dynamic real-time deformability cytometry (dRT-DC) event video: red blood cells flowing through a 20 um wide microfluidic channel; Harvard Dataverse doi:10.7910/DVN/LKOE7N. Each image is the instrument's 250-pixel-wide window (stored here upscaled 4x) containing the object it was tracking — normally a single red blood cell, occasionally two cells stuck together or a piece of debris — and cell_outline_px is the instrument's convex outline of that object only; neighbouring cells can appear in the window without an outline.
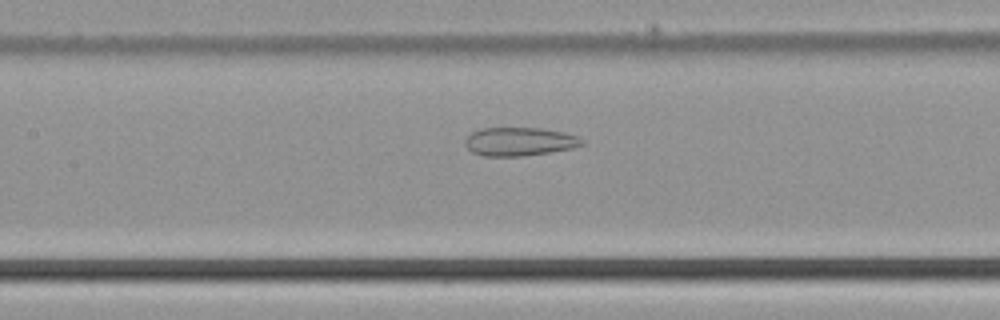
{"species": "common noctule bat (a hibernating species)", "species_latin": "Nyctalus noctula", "temperature_condition": "cold", "stored_images_in_passage": 50, "camera_frame_rate_fps": 3000, "um_per_image_px": 0.085, "animal": {"sex": "male", "body_mass_g": 21.5, "forearm_length_mm": 52.0}, "frame": {"image": 1, "passage_image": 23, "time_ms": 7.333, "image_size_px": [1000, 320], "cell_outline_px": [[584, 144], [572, 148], [548, 152], [520, 156], [484, 156], [472, 152], [464, 144], [464, 140], [472, 132], [484, 128], [540, 128], [564, 132], [576, 136], [584, 140]], "centroid_in_image_um": [44.14, 12.03], "position_along_channel_um": 163.3, "area_um2": 19.25}}
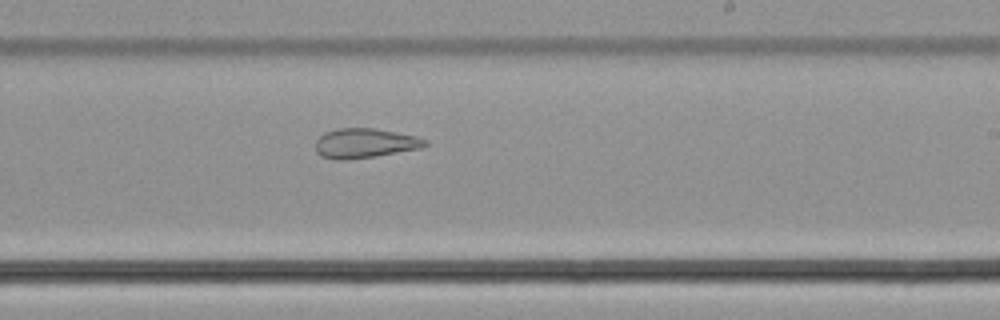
{"frame": {"image": 2, "passage_image": 30, "time_ms": 9.667, "image_size_px": [1000, 320], "cell_outline_px": [[428, 144], [420, 148], [376, 156], [344, 160], [336, 160], [320, 156], [316, 152], [316, 140], [324, 132], [336, 128], [372, 128], [396, 132], [416, 136], [428, 140]], "centroid_in_image_um": [30.98, 12.17], "position_along_channel_um": 258.0, "area_um2": 18.96}}
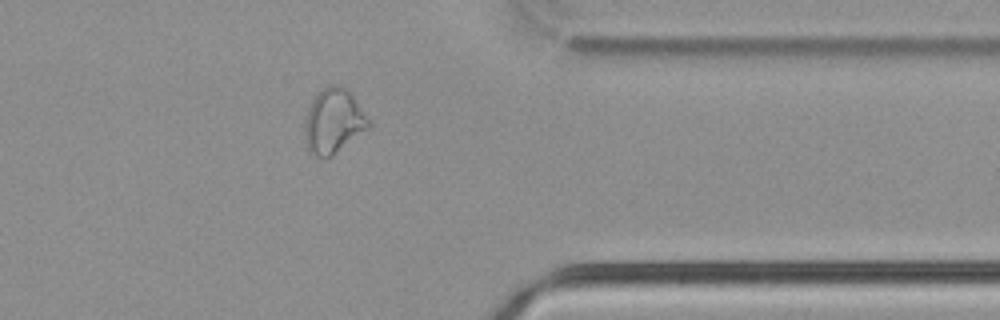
{"frame": {"image": 3, "passage_image": 40, "time_ms": 13.0, "image_size_px": [1000, 320], "cell_outline_px": [[372, 124], [368, 128], [332, 156], [316, 156], [308, 148], [304, 132], [304, 128], [308, 108], [312, 100], [320, 88], [328, 84], [336, 84], [348, 88], [352, 92]], "centroid_in_image_um": [28.37, 10.23], "position_along_channel_um": 383.0, "area_um2": 24.1}}